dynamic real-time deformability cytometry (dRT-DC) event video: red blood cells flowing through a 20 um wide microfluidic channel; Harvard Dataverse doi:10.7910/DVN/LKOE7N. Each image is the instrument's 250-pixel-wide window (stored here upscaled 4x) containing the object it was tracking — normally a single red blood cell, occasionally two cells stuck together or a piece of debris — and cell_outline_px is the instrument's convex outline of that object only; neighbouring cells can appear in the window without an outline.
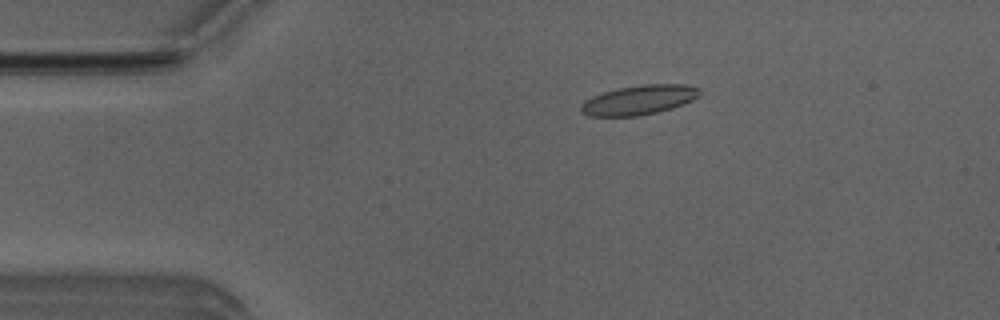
{"species": "Egyptian fruit bat (a non-hibernating species)", "species_latin": "Rousettus aegyptiacus", "temperature_condition": "room temperature", "stored_images_in_passage": 6, "camera_frame_rate_fps": 3000, "um_per_image_px": 0.085, "animal": {"sex": "male"}, "frame": {"image": 1, "passage_image": 3, "time_ms": 0.667, "image_size_px": [1000, 320], "cell_outline_px": [[700, 96], [692, 100], [672, 108], [656, 112], [636, 116], [588, 116], [580, 112], [580, 104], [584, 100], [592, 96], [616, 88], [640, 84], [684, 84], [700, 88]], "centroid_in_image_um": [54.28, 8.49], "position_along_channel_um": 30.7, "area_um2": 20.58}}